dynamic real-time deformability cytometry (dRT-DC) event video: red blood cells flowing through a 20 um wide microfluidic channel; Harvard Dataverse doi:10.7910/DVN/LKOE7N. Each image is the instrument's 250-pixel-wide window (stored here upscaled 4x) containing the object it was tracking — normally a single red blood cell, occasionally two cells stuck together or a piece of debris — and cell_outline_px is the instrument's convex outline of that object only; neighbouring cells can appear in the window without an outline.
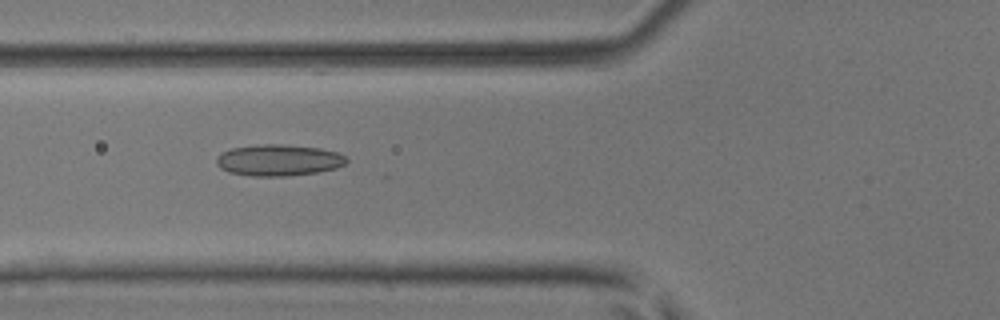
{"species": "common noctule bat (a hibernating species)", "species_latin": "Nyctalus noctula", "temperature_condition": "room temperature", "stored_images_in_passage": 9, "camera_frame_rate_fps": 3000, "um_per_image_px": 0.085, "animal": {"sex": "male", "body_mass_g": 17.9, "forearm_length_mm": 54.2}, "frame": {"image": 1, "passage_image": 6, "time_ms": 1.667, "image_size_px": [1000, 320], "cell_outline_px": [[348, 160], [344, 164], [336, 168], [316, 172], [288, 176], [252, 176], [228, 172], [220, 168], [216, 164], [216, 156], [220, 152], [232, 148], [260, 144], [284, 144], [320, 148], [336, 152], [344, 156]], "centroid_in_image_um": [23.63, 13.61], "position_along_channel_um": 102.2, "area_um2": 23.87}}
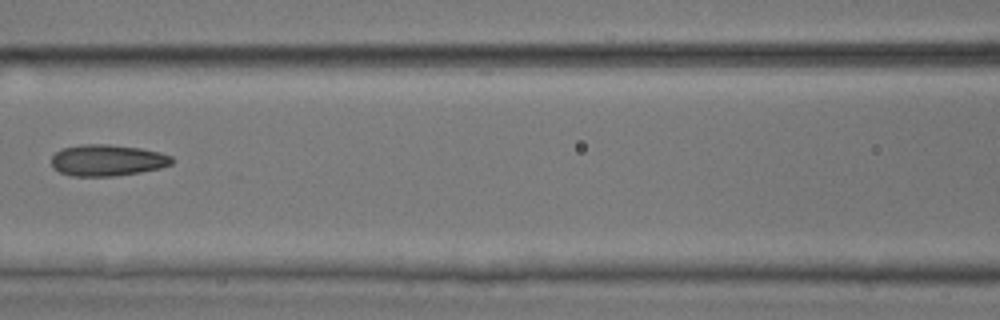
{"frame": {"image": 2, "passage_image": 7, "time_ms": 2.0, "image_size_px": [1000, 320], "cell_outline_px": [[172, 164], [160, 168], [140, 172], [116, 176], [72, 176], [60, 172], [52, 168], [52, 156], [56, 152], [64, 148], [84, 144], [108, 144], [140, 148], [160, 152], [172, 156]], "centroid_in_image_um": [9.13, 13.63], "position_along_channel_um": 157.5, "area_um2": 22.02}}
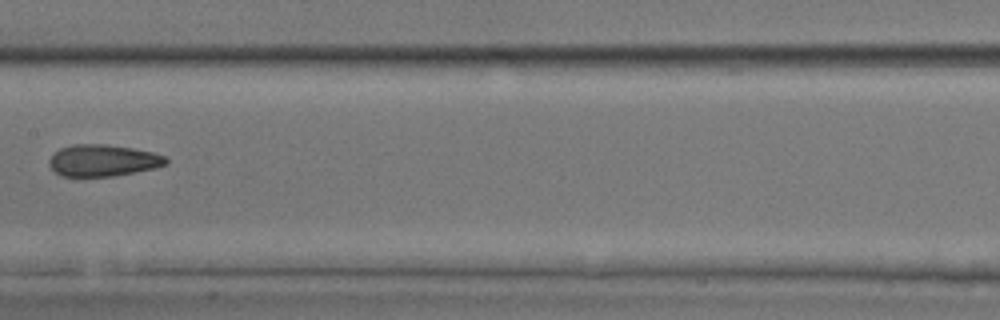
{"frame": {"image": 3, "passage_image": 8, "time_ms": 2.333, "image_size_px": [1000, 320], "cell_outline_px": [[168, 164], [156, 168], [112, 176], [64, 176], [56, 172], [48, 164], [48, 160], [60, 148], [72, 144], [104, 144], [132, 148], [152, 152], [164, 156], [168, 160]], "centroid_in_image_um": [8.76, 13.63], "position_along_channel_um": 198.6, "area_um2": 21.44}}